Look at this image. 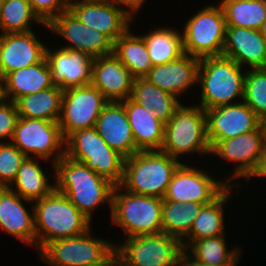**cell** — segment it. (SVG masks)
I'll return each mask as SVG.
<instances>
[{
    "mask_svg": "<svg viewBox=\"0 0 266 266\" xmlns=\"http://www.w3.org/2000/svg\"><path fill=\"white\" fill-rule=\"evenodd\" d=\"M53 168L55 191L64 194L90 221L99 205L106 202L111 209L115 185L108 179L65 155L54 163Z\"/></svg>",
    "mask_w": 266,
    "mask_h": 266,
    "instance_id": "6da1fadb",
    "label": "cell"
},
{
    "mask_svg": "<svg viewBox=\"0 0 266 266\" xmlns=\"http://www.w3.org/2000/svg\"><path fill=\"white\" fill-rule=\"evenodd\" d=\"M32 204L38 252L53 240L78 236L91 228V221L61 192L54 190Z\"/></svg>",
    "mask_w": 266,
    "mask_h": 266,
    "instance_id": "7a4b0ae2",
    "label": "cell"
},
{
    "mask_svg": "<svg viewBox=\"0 0 266 266\" xmlns=\"http://www.w3.org/2000/svg\"><path fill=\"white\" fill-rule=\"evenodd\" d=\"M182 163L161 150L138 151L125 159L120 186L133 194L163 199L173 174Z\"/></svg>",
    "mask_w": 266,
    "mask_h": 266,
    "instance_id": "3957f363",
    "label": "cell"
},
{
    "mask_svg": "<svg viewBox=\"0 0 266 266\" xmlns=\"http://www.w3.org/2000/svg\"><path fill=\"white\" fill-rule=\"evenodd\" d=\"M233 59L221 56L200 58L197 83L201 85L199 105L203 110L243 101L246 70Z\"/></svg>",
    "mask_w": 266,
    "mask_h": 266,
    "instance_id": "277c9868",
    "label": "cell"
},
{
    "mask_svg": "<svg viewBox=\"0 0 266 266\" xmlns=\"http://www.w3.org/2000/svg\"><path fill=\"white\" fill-rule=\"evenodd\" d=\"M162 206L161 198L133 194L118 185L112 194L110 220L121 227L124 238L161 233Z\"/></svg>",
    "mask_w": 266,
    "mask_h": 266,
    "instance_id": "5b68a950",
    "label": "cell"
},
{
    "mask_svg": "<svg viewBox=\"0 0 266 266\" xmlns=\"http://www.w3.org/2000/svg\"><path fill=\"white\" fill-rule=\"evenodd\" d=\"M65 156L85 164L115 186L122 182L126 158L110 148L95 128L71 133L65 139Z\"/></svg>",
    "mask_w": 266,
    "mask_h": 266,
    "instance_id": "8992f818",
    "label": "cell"
},
{
    "mask_svg": "<svg viewBox=\"0 0 266 266\" xmlns=\"http://www.w3.org/2000/svg\"><path fill=\"white\" fill-rule=\"evenodd\" d=\"M210 150L205 111L196 104L194 106L181 104L165 123L161 151L179 159L181 155H189L191 152L210 155Z\"/></svg>",
    "mask_w": 266,
    "mask_h": 266,
    "instance_id": "52a82bcc",
    "label": "cell"
},
{
    "mask_svg": "<svg viewBox=\"0 0 266 266\" xmlns=\"http://www.w3.org/2000/svg\"><path fill=\"white\" fill-rule=\"evenodd\" d=\"M90 230L91 228L78 236L53 240L38 256L49 266H89L103 263L116 251V245L94 237Z\"/></svg>",
    "mask_w": 266,
    "mask_h": 266,
    "instance_id": "ba28073f",
    "label": "cell"
},
{
    "mask_svg": "<svg viewBox=\"0 0 266 266\" xmlns=\"http://www.w3.org/2000/svg\"><path fill=\"white\" fill-rule=\"evenodd\" d=\"M116 245L122 266H181L182 242L164 232L132 236Z\"/></svg>",
    "mask_w": 266,
    "mask_h": 266,
    "instance_id": "9c48e42d",
    "label": "cell"
},
{
    "mask_svg": "<svg viewBox=\"0 0 266 266\" xmlns=\"http://www.w3.org/2000/svg\"><path fill=\"white\" fill-rule=\"evenodd\" d=\"M226 27L225 16L219 4L202 7L184 24L181 32L184 53L199 59L221 56Z\"/></svg>",
    "mask_w": 266,
    "mask_h": 266,
    "instance_id": "30bf717a",
    "label": "cell"
},
{
    "mask_svg": "<svg viewBox=\"0 0 266 266\" xmlns=\"http://www.w3.org/2000/svg\"><path fill=\"white\" fill-rule=\"evenodd\" d=\"M10 142L27 157L52 159V165L65 155V138L54 121L19 117Z\"/></svg>",
    "mask_w": 266,
    "mask_h": 266,
    "instance_id": "8fae6325",
    "label": "cell"
},
{
    "mask_svg": "<svg viewBox=\"0 0 266 266\" xmlns=\"http://www.w3.org/2000/svg\"><path fill=\"white\" fill-rule=\"evenodd\" d=\"M68 9L83 24L105 34L113 43L132 28L130 22H133L136 13L127 3L121 1L70 0Z\"/></svg>",
    "mask_w": 266,
    "mask_h": 266,
    "instance_id": "7c38bea8",
    "label": "cell"
},
{
    "mask_svg": "<svg viewBox=\"0 0 266 266\" xmlns=\"http://www.w3.org/2000/svg\"><path fill=\"white\" fill-rule=\"evenodd\" d=\"M107 103L103 94L92 84L64 89L58 122L64 138L74 131L94 128Z\"/></svg>",
    "mask_w": 266,
    "mask_h": 266,
    "instance_id": "4fadbf2b",
    "label": "cell"
},
{
    "mask_svg": "<svg viewBox=\"0 0 266 266\" xmlns=\"http://www.w3.org/2000/svg\"><path fill=\"white\" fill-rule=\"evenodd\" d=\"M202 169L182 163L173 174L163 199L182 204L189 201L204 205L211 203L229 185L226 179L217 180Z\"/></svg>",
    "mask_w": 266,
    "mask_h": 266,
    "instance_id": "5bb4252c",
    "label": "cell"
},
{
    "mask_svg": "<svg viewBox=\"0 0 266 266\" xmlns=\"http://www.w3.org/2000/svg\"><path fill=\"white\" fill-rule=\"evenodd\" d=\"M210 155L236 164L231 176L227 178L228 185L239 186V183L229 182L231 179L247 178L254 169L258 157L266 144V123L251 132L238 135L219 142H209ZM238 184V185H237Z\"/></svg>",
    "mask_w": 266,
    "mask_h": 266,
    "instance_id": "9a60e30c",
    "label": "cell"
},
{
    "mask_svg": "<svg viewBox=\"0 0 266 266\" xmlns=\"http://www.w3.org/2000/svg\"><path fill=\"white\" fill-rule=\"evenodd\" d=\"M47 26L48 30L69 41V45L60 47L62 49L83 52L92 58L113 53L114 43L97 29L83 24L69 9L53 18Z\"/></svg>",
    "mask_w": 266,
    "mask_h": 266,
    "instance_id": "2e32d148",
    "label": "cell"
},
{
    "mask_svg": "<svg viewBox=\"0 0 266 266\" xmlns=\"http://www.w3.org/2000/svg\"><path fill=\"white\" fill-rule=\"evenodd\" d=\"M209 142H219L258 129L263 121L244 102L204 110Z\"/></svg>",
    "mask_w": 266,
    "mask_h": 266,
    "instance_id": "e0dca14e",
    "label": "cell"
},
{
    "mask_svg": "<svg viewBox=\"0 0 266 266\" xmlns=\"http://www.w3.org/2000/svg\"><path fill=\"white\" fill-rule=\"evenodd\" d=\"M46 47L32 30L0 34V81L8 73L40 63Z\"/></svg>",
    "mask_w": 266,
    "mask_h": 266,
    "instance_id": "ac0fdd59",
    "label": "cell"
},
{
    "mask_svg": "<svg viewBox=\"0 0 266 266\" xmlns=\"http://www.w3.org/2000/svg\"><path fill=\"white\" fill-rule=\"evenodd\" d=\"M46 59L51 68L52 81L61 89L91 84L94 58L86 53L46 47Z\"/></svg>",
    "mask_w": 266,
    "mask_h": 266,
    "instance_id": "d6986e66",
    "label": "cell"
},
{
    "mask_svg": "<svg viewBox=\"0 0 266 266\" xmlns=\"http://www.w3.org/2000/svg\"><path fill=\"white\" fill-rule=\"evenodd\" d=\"M134 77L112 53L94 58L91 84L108 102H122L131 97Z\"/></svg>",
    "mask_w": 266,
    "mask_h": 266,
    "instance_id": "ffe728a7",
    "label": "cell"
},
{
    "mask_svg": "<svg viewBox=\"0 0 266 266\" xmlns=\"http://www.w3.org/2000/svg\"><path fill=\"white\" fill-rule=\"evenodd\" d=\"M94 128L110 148L125 158L139 151L132 135L128 115L121 102H108Z\"/></svg>",
    "mask_w": 266,
    "mask_h": 266,
    "instance_id": "44dd1931",
    "label": "cell"
},
{
    "mask_svg": "<svg viewBox=\"0 0 266 266\" xmlns=\"http://www.w3.org/2000/svg\"><path fill=\"white\" fill-rule=\"evenodd\" d=\"M222 55L241 67L266 68V40L260 30L227 26Z\"/></svg>",
    "mask_w": 266,
    "mask_h": 266,
    "instance_id": "7402d4cb",
    "label": "cell"
},
{
    "mask_svg": "<svg viewBox=\"0 0 266 266\" xmlns=\"http://www.w3.org/2000/svg\"><path fill=\"white\" fill-rule=\"evenodd\" d=\"M23 201L33 203L23 199L9 187H0V228L22 243L36 247L33 205L30 213Z\"/></svg>",
    "mask_w": 266,
    "mask_h": 266,
    "instance_id": "603a6c76",
    "label": "cell"
},
{
    "mask_svg": "<svg viewBox=\"0 0 266 266\" xmlns=\"http://www.w3.org/2000/svg\"><path fill=\"white\" fill-rule=\"evenodd\" d=\"M199 62V58L184 54L174 61L153 66L144 78L179 98L196 85Z\"/></svg>",
    "mask_w": 266,
    "mask_h": 266,
    "instance_id": "cb8c5ba5",
    "label": "cell"
},
{
    "mask_svg": "<svg viewBox=\"0 0 266 266\" xmlns=\"http://www.w3.org/2000/svg\"><path fill=\"white\" fill-rule=\"evenodd\" d=\"M53 85L51 68L45 57L40 63L8 73L0 81L1 98L12 101Z\"/></svg>",
    "mask_w": 266,
    "mask_h": 266,
    "instance_id": "d4e9b609",
    "label": "cell"
},
{
    "mask_svg": "<svg viewBox=\"0 0 266 266\" xmlns=\"http://www.w3.org/2000/svg\"><path fill=\"white\" fill-rule=\"evenodd\" d=\"M128 115L132 135L139 151L161 150L164 142L165 123L151 110L131 98L121 102Z\"/></svg>",
    "mask_w": 266,
    "mask_h": 266,
    "instance_id": "484cf974",
    "label": "cell"
},
{
    "mask_svg": "<svg viewBox=\"0 0 266 266\" xmlns=\"http://www.w3.org/2000/svg\"><path fill=\"white\" fill-rule=\"evenodd\" d=\"M235 185H229L211 203L202 206L194 220L189 235L182 241L184 251L195 241L204 238L225 235L224 203L230 200ZM232 192V193H231Z\"/></svg>",
    "mask_w": 266,
    "mask_h": 266,
    "instance_id": "4316f807",
    "label": "cell"
},
{
    "mask_svg": "<svg viewBox=\"0 0 266 266\" xmlns=\"http://www.w3.org/2000/svg\"><path fill=\"white\" fill-rule=\"evenodd\" d=\"M63 89L53 85L40 92L12 100L15 110L22 118H37L59 122Z\"/></svg>",
    "mask_w": 266,
    "mask_h": 266,
    "instance_id": "83f0119b",
    "label": "cell"
},
{
    "mask_svg": "<svg viewBox=\"0 0 266 266\" xmlns=\"http://www.w3.org/2000/svg\"><path fill=\"white\" fill-rule=\"evenodd\" d=\"M130 98L145 109L153 111L163 123H167L182 104L176 96L160 89L145 78H134Z\"/></svg>",
    "mask_w": 266,
    "mask_h": 266,
    "instance_id": "f1b7e54d",
    "label": "cell"
},
{
    "mask_svg": "<svg viewBox=\"0 0 266 266\" xmlns=\"http://www.w3.org/2000/svg\"><path fill=\"white\" fill-rule=\"evenodd\" d=\"M129 28L113 45V54L127 67L134 78H144L153 67L145 40Z\"/></svg>",
    "mask_w": 266,
    "mask_h": 266,
    "instance_id": "f546056e",
    "label": "cell"
},
{
    "mask_svg": "<svg viewBox=\"0 0 266 266\" xmlns=\"http://www.w3.org/2000/svg\"><path fill=\"white\" fill-rule=\"evenodd\" d=\"M39 160V158L35 160L33 157H27L18 169L14 182L9 187L23 199L31 202L48 196L55 190V184L48 183L49 177L41 168Z\"/></svg>",
    "mask_w": 266,
    "mask_h": 266,
    "instance_id": "4dcf8cb0",
    "label": "cell"
},
{
    "mask_svg": "<svg viewBox=\"0 0 266 266\" xmlns=\"http://www.w3.org/2000/svg\"><path fill=\"white\" fill-rule=\"evenodd\" d=\"M166 27L154 28L143 35L153 66L174 61L185 54L182 33L173 26Z\"/></svg>",
    "mask_w": 266,
    "mask_h": 266,
    "instance_id": "1f68e13d",
    "label": "cell"
},
{
    "mask_svg": "<svg viewBox=\"0 0 266 266\" xmlns=\"http://www.w3.org/2000/svg\"><path fill=\"white\" fill-rule=\"evenodd\" d=\"M225 235L195 240L185 251L197 262L215 266H237L242 248L228 249Z\"/></svg>",
    "mask_w": 266,
    "mask_h": 266,
    "instance_id": "d6a6232c",
    "label": "cell"
},
{
    "mask_svg": "<svg viewBox=\"0 0 266 266\" xmlns=\"http://www.w3.org/2000/svg\"><path fill=\"white\" fill-rule=\"evenodd\" d=\"M203 205L190 201L182 204L163 199L161 215L163 232L182 242L189 235Z\"/></svg>",
    "mask_w": 266,
    "mask_h": 266,
    "instance_id": "836d02e7",
    "label": "cell"
},
{
    "mask_svg": "<svg viewBox=\"0 0 266 266\" xmlns=\"http://www.w3.org/2000/svg\"><path fill=\"white\" fill-rule=\"evenodd\" d=\"M226 26L260 30L266 20V0H222Z\"/></svg>",
    "mask_w": 266,
    "mask_h": 266,
    "instance_id": "e575fe53",
    "label": "cell"
},
{
    "mask_svg": "<svg viewBox=\"0 0 266 266\" xmlns=\"http://www.w3.org/2000/svg\"><path fill=\"white\" fill-rule=\"evenodd\" d=\"M33 21L48 29L47 24L43 23L33 12L29 0H4L0 19L2 33L0 34L31 31L30 25Z\"/></svg>",
    "mask_w": 266,
    "mask_h": 266,
    "instance_id": "d590c367",
    "label": "cell"
},
{
    "mask_svg": "<svg viewBox=\"0 0 266 266\" xmlns=\"http://www.w3.org/2000/svg\"><path fill=\"white\" fill-rule=\"evenodd\" d=\"M243 101L266 123V68L246 69Z\"/></svg>",
    "mask_w": 266,
    "mask_h": 266,
    "instance_id": "8d00e7d4",
    "label": "cell"
},
{
    "mask_svg": "<svg viewBox=\"0 0 266 266\" xmlns=\"http://www.w3.org/2000/svg\"><path fill=\"white\" fill-rule=\"evenodd\" d=\"M27 158L13 143H0V187H10Z\"/></svg>",
    "mask_w": 266,
    "mask_h": 266,
    "instance_id": "74e56055",
    "label": "cell"
},
{
    "mask_svg": "<svg viewBox=\"0 0 266 266\" xmlns=\"http://www.w3.org/2000/svg\"><path fill=\"white\" fill-rule=\"evenodd\" d=\"M19 114L11 100L0 97V143L10 142Z\"/></svg>",
    "mask_w": 266,
    "mask_h": 266,
    "instance_id": "f35d334b",
    "label": "cell"
},
{
    "mask_svg": "<svg viewBox=\"0 0 266 266\" xmlns=\"http://www.w3.org/2000/svg\"><path fill=\"white\" fill-rule=\"evenodd\" d=\"M33 12L45 24L68 10L69 0H29Z\"/></svg>",
    "mask_w": 266,
    "mask_h": 266,
    "instance_id": "ab89813d",
    "label": "cell"
},
{
    "mask_svg": "<svg viewBox=\"0 0 266 266\" xmlns=\"http://www.w3.org/2000/svg\"><path fill=\"white\" fill-rule=\"evenodd\" d=\"M254 177H261L264 178L266 177V144L263 147V150L261 151L259 157H258V161L254 167V169L252 170V172L250 173V175L246 178L245 182L250 181L251 178Z\"/></svg>",
    "mask_w": 266,
    "mask_h": 266,
    "instance_id": "60d3db41",
    "label": "cell"
},
{
    "mask_svg": "<svg viewBox=\"0 0 266 266\" xmlns=\"http://www.w3.org/2000/svg\"><path fill=\"white\" fill-rule=\"evenodd\" d=\"M181 266H215V265L197 262L186 251H184L181 260Z\"/></svg>",
    "mask_w": 266,
    "mask_h": 266,
    "instance_id": "b9f144b4",
    "label": "cell"
},
{
    "mask_svg": "<svg viewBox=\"0 0 266 266\" xmlns=\"http://www.w3.org/2000/svg\"><path fill=\"white\" fill-rule=\"evenodd\" d=\"M89 266H122V265H121L120 257L117 251H115L105 262L101 264H93Z\"/></svg>",
    "mask_w": 266,
    "mask_h": 266,
    "instance_id": "7bdbcfd3",
    "label": "cell"
},
{
    "mask_svg": "<svg viewBox=\"0 0 266 266\" xmlns=\"http://www.w3.org/2000/svg\"><path fill=\"white\" fill-rule=\"evenodd\" d=\"M121 2L127 3L135 12H138L147 0H119Z\"/></svg>",
    "mask_w": 266,
    "mask_h": 266,
    "instance_id": "ee69618b",
    "label": "cell"
},
{
    "mask_svg": "<svg viewBox=\"0 0 266 266\" xmlns=\"http://www.w3.org/2000/svg\"><path fill=\"white\" fill-rule=\"evenodd\" d=\"M261 35L265 38L266 40V20L263 22L261 28H260Z\"/></svg>",
    "mask_w": 266,
    "mask_h": 266,
    "instance_id": "f6af8a7d",
    "label": "cell"
},
{
    "mask_svg": "<svg viewBox=\"0 0 266 266\" xmlns=\"http://www.w3.org/2000/svg\"><path fill=\"white\" fill-rule=\"evenodd\" d=\"M84 1L113 2V1H119V0H84Z\"/></svg>",
    "mask_w": 266,
    "mask_h": 266,
    "instance_id": "bcb514c9",
    "label": "cell"
},
{
    "mask_svg": "<svg viewBox=\"0 0 266 266\" xmlns=\"http://www.w3.org/2000/svg\"><path fill=\"white\" fill-rule=\"evenodd\" d=\"M3 3H4V1L0 0V19L2 16Z\"/></svg>",
    "mask_w": 266,
    "mask_h": 266,
    "instance_id": "7dc6e473",
    "label": "cell"
}]
</instances>
